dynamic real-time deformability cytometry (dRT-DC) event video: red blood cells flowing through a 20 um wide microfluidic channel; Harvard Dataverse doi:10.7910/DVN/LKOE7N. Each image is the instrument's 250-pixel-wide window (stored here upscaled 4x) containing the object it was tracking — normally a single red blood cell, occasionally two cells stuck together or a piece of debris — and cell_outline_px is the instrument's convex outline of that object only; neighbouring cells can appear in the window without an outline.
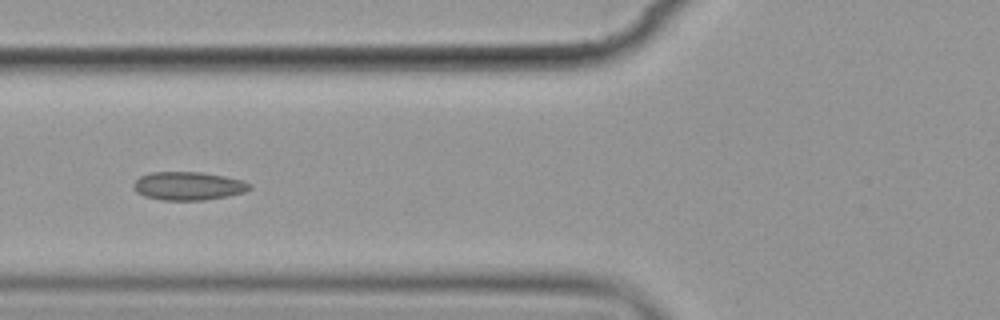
{"species": "common noctule bat (a hibernating species)", "species_latin": "Nyctalus noctula", "temperature_condition": "cold", "stored_images_in_passage": 7, "camera_frame_rate_fps": 3000, "um_per_image_px": 0.085, "animal": {"sex": "female", "body_mass_g": 19.9}, "frame": {"image": 1, "passage_image": 7, "time_ms": 7.0, "image_size_px": [1000, 320], "cell_outline_px": [[252, 188], [244, 192], [228, 196], [204, 200], [164, 200], [144, 196], [136, 192], [132, 188], [132, 184], [140, 176], [152, 172], [200, 172], [224, 176], [240, 180], [252, 184]], "centroid_in_image_um": [15.98, 15.81], "position_along_channel_um": 109.8, "area_um2": 19.19}}